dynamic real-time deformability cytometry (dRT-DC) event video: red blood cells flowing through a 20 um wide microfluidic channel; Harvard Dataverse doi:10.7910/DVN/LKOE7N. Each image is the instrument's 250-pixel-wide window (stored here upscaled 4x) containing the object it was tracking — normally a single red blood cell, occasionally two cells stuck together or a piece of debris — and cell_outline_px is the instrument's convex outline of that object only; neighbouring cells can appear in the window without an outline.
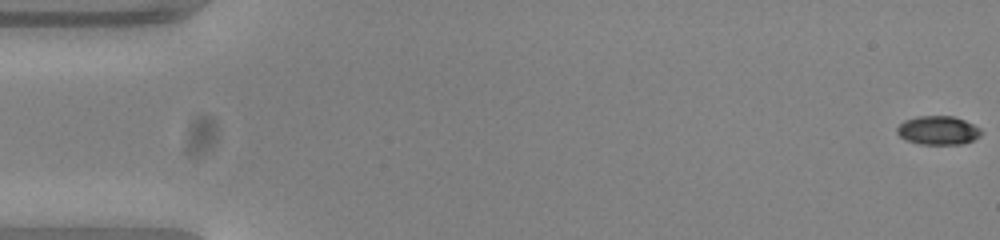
{"species": "common noctule bat (a hibernating species)", "species_latin": "Nyctalus noctula", "temperature_condition": "warm", "stored_images_in_passage": 54, "camera_frame_rate_fps": 3000, "um_per_image_px": 0.085, "animal": {"sex": "female", "body_mass_g": 23.0, "forearm_length_mm": 53.4}, "frame": {"image": 1, "passage_image": 1, "time_ms": 0.0, "image_size_px": [1000, 240], "cell_outline_px": [[984, 132], [980, 136], [964, 144], [920, 144], [908, 140], [900, 136], [896, 132], [896, 128], [904, 120], [916, 116], [952, 116], [964, 120], [980, 128]], "centroid_in_image_um": [79.75, 11.08], "position_along_channel_um": 5.3, "area_um2": 14.1}}
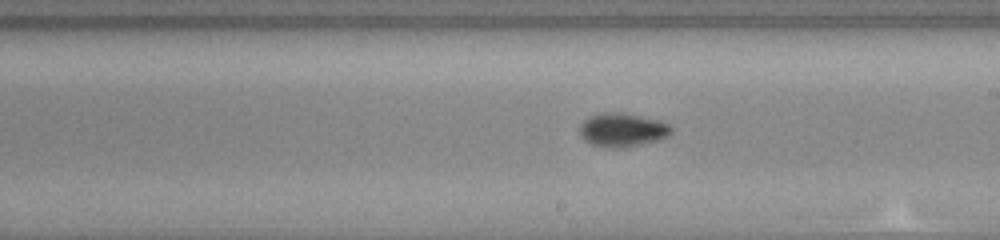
{"frame": {"image": 2, "passage_image": 31, "time_ms": 10.0, "image_size_px": [1000, 240], "cell_outline_px": [[672, 132], [668, 136], [660, 140], [624, 148], [604, 148], [592, 144], [584, 140], [580, 136], [580, 124], [588, 116], [604, 112], [616, 112], [660, 120], [672, 124]], "centroid_in_image_um": [52.91, 11.06], "position_along_channel_um": 236.1, "area_um2": 18.26}}
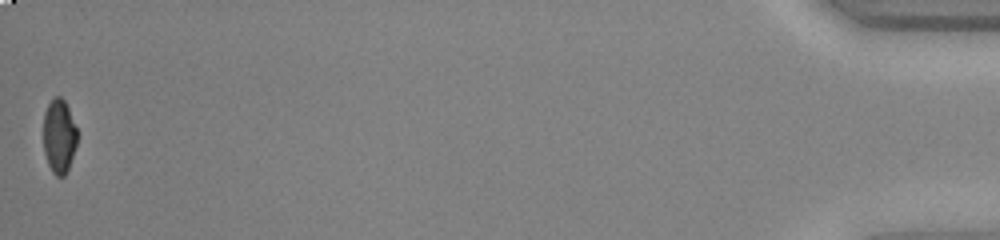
{"frame": {"image": 3, "passage_image": 54, "time_ms": 17.667, "image_size_px": [1000, 240], "cell_outline_px": [[76, 144], [68, 168], [64, 176], [56, 176], [52, 172], [48, 164], [44, 152], [44, 112], [52, 96], [60, 96], [64, 100], [68, 108], [76, 128]], "centroid_in_image_um": [5.0, 11.55], "position_along_channel_um": 430.2, "area_um2": 14.39}, "authors_computed_cell_mechanics": {"area_um2": 15.8083, "velocity_mm_per_s": 3.8523, "shape_relaxation_time_tau1_ms": 3.2077, "shape_relaxation_time_tau2_ms": 1.1654, "deformation_change_tau1": 0.139, "deformation_change_tau2": 0.048}}